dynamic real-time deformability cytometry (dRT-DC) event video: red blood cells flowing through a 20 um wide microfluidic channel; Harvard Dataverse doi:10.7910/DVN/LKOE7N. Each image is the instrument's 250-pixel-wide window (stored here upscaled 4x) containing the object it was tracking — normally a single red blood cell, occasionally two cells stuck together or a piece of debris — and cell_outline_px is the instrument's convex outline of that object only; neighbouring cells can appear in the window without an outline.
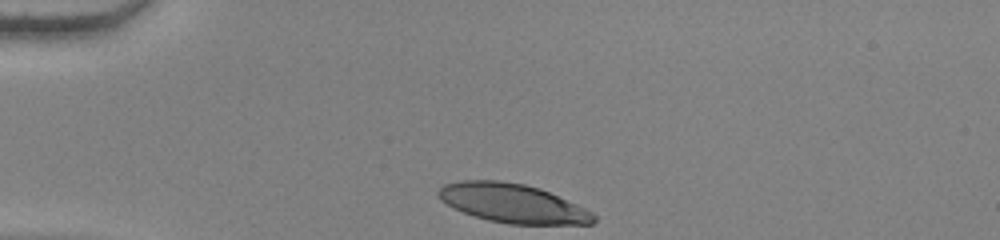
{"species": "human", "species_latin": "Homo sapiens", "temperature_condition": "warm", "stored_images_in_passage": 33, "camera_frame_rate_fps": 3000, "um_per_image_px": 0.085, "donor": {"sex": "female"}, "frame": {"image": 1, "passage_image": 1, "time_ms": 0.0, "image_size_px": [1000, 240], "cell_outline_px": [[596, 220], [592, 224], [508, 224], [488, 220], [452, 208], [440, 200], [436, 196], [436, 192], [444, 184], [460, 180], [500, 180], [524, 184], [540, 188], [576, 204], [592, 212], [596, 216]], "centroid_in_image_um": [43.54, 17.27], "position_along_channel_um": 41.5, "area_um2": 35.32}}
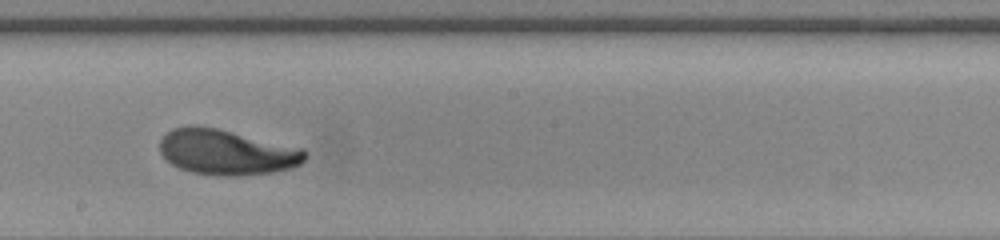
{"frame": {"image": 2, "passage_image": 19, "time_ms": 6.0, "image_size_px": [1000, 240], "cell_outline_px": [[308, 156], [300, 164], [292, 168], [272, 172], [236, 176], [224, 176], [192, 172], [180, 168], [172, 164], [160, 152], [160, 140], [172, 128], [188, 124], [196, 124], [216, 128], [304, 148], [308, 152]], "centroid_in_image_um": [19.28, 12.92], "position_along_channel_um": 228.9, "area_um2": 38.55}}
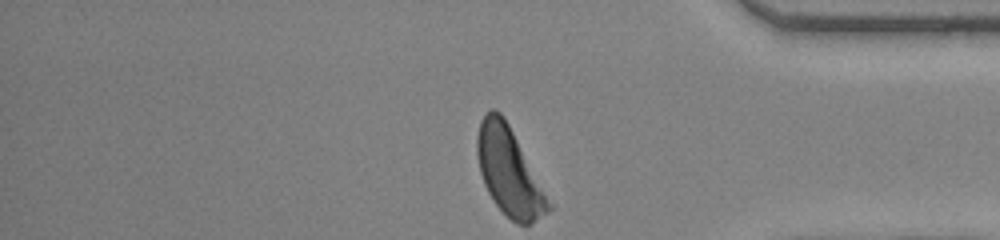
{"frame": {"image": 3, "passage_image": 33, "time_ms": 10.667, "image_size_px": [1000, 240], "cell_outline_px": [[552, 208], [548, 212], [528, 224], [516, 224], [492, 200], [484, 184], [480, 172], [476, 152], [476, 136], [480, 120], [492, 108], [496, 108], [504, 116], [552, 204]], "centroid_in_image_um": [43.25, 14.56], "position_along_channel_um": 392.0, "area_um2": 36.01}, "authors_computed_cell_mechanics": {"area_um2": 37.3966, "velocity_mm_per_s": 3.8146, "shape_relaxation_time_tau1_ms": 3.5855, "shape_relaxation_time_tau2_ms": 2.834, "deformation_change_tau1": 0.1684, "deformation_change_tau2": 0.0941}}